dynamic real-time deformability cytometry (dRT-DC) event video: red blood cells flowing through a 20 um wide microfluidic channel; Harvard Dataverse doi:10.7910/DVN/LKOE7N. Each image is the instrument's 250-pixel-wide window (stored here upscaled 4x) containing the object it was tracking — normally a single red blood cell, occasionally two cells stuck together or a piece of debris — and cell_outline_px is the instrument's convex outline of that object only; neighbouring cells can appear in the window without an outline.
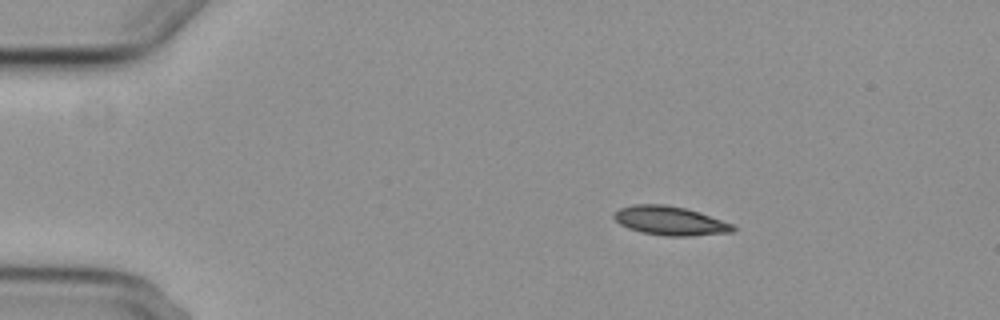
{"species": "common noctule bat (a hibernating species)", "species_latin": "Nyctalus noctula", "temperature_condition": "cold", "stored_images_in_passage": 3, "camera_frame_rate_fps": 3000, "um_per_image_px": 0.085, "animal": {"sex": "female", "body_mass_g": 29.2, "forearm_length_mm": 56.3}, "frame": {"image": 1, "passage_image": 1, "time_ms": 0.0, "image_size_px": [1000, 320], "cell_outline_px": [[736, 228], [732, 232], [692, 236], [664, 236], [640, 232], [628, 228], [620, 224], [612, 216], [620, 208], [632, 204], [664, 204], [684, 208], [700, 212], [732, 224]], "centroid_in_image_um": [56.94, 18.77], "position_along_channel_um": 28.1, "area_um2": 20.06}}